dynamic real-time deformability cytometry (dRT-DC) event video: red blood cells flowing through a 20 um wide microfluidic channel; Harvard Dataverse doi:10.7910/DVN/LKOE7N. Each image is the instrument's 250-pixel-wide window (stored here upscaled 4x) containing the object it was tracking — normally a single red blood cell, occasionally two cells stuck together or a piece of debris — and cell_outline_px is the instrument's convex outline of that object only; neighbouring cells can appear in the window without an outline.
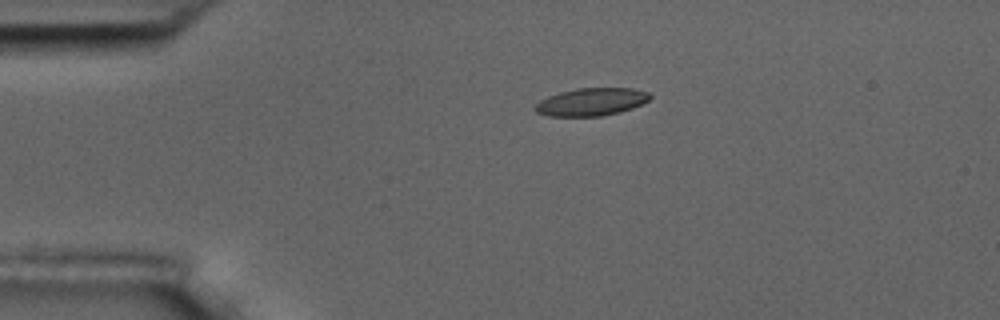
{"species": "common noctule bat (a hibernating species)", "species_latin": "Nyctalus noctula", "temperature_condition": "room temperature", "stored_images_in_passage": 5, "camera_frame_rate_fps": 3000, "um_per_image_px": 0.085, "animal": {"sex": "male", "body_mass_g": 17.5, "forearm_length_mm": 52.3}, "frame": {"image": 1, "passage_image": 4, "time_ms": 3.333, "image_size_px": [1000, 320], "cell_outline_px": [[652, 96], [648, 100], [632, 108], [620, 112], [600, 116], [548, 116], [536, 112], [532, 108], [540, 100], [548, 96], [560, 92], [576, 88], [632, 88], [648, 92]], "centroid_in_image_um": [50.23, 8.66], "position_along_channel_um": 34.8, "area_um2": 18.55}}